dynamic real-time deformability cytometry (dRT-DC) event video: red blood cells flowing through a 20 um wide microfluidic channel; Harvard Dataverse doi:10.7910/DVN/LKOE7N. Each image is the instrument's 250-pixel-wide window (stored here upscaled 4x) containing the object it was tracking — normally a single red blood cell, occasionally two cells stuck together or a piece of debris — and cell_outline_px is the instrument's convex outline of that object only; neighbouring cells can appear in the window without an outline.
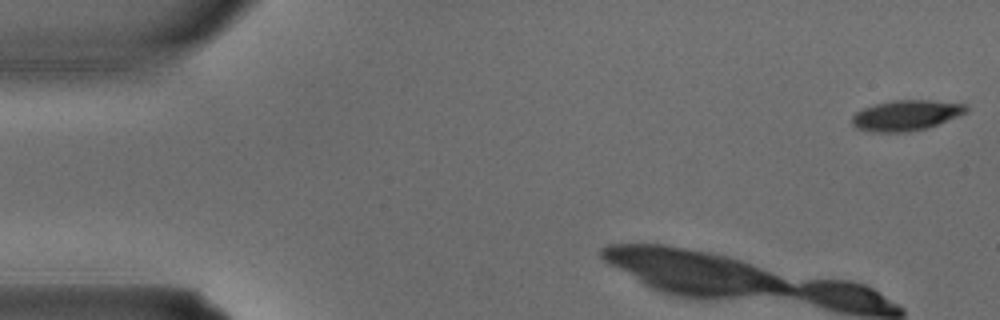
{"species": "common noctule bat (a hibernating species)", "species_latin": "Nyctalus noctula", "temperature_condition": "warm", "stored_images_in_passage": 4, "camera_frame_rate_fps": 3000, "um_per_image_px": 0.085, "animal": {"sex": "male", "body_mass_g": 15.6}, "frame": {"image": 1, "passage_image": 1, "time_ms": 0.0, "image_size_px": [1000, 320], "cell_outline_px": [[968, 112], [928, 128], [908, 132], [872, 132], [856, 128], [852, 124], [852, 116], [856, 112], [864, 108], [876, 104], [892, 100], [928, 100], [964, 104], [968, 108]], "centroid_in_image_um": [77.01, 9.81], "position_along_channel_um": 8.0, "area_um2": 20.23}}